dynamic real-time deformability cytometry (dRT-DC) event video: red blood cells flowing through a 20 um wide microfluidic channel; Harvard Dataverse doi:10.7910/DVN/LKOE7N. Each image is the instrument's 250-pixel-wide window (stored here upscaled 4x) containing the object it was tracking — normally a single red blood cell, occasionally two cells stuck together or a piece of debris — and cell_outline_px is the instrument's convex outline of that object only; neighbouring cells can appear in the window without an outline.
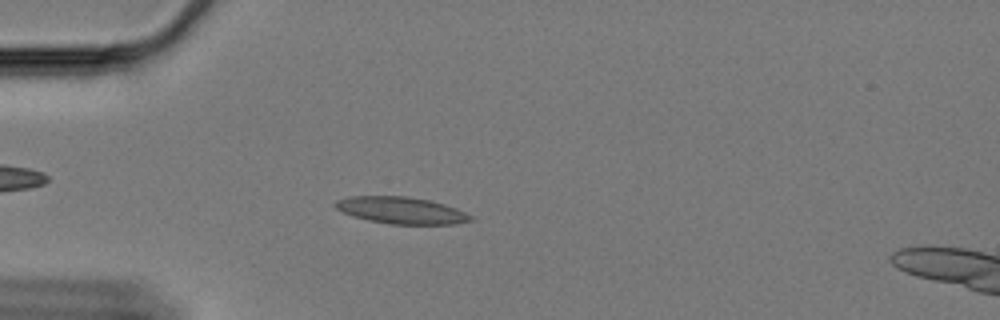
{"species": "Egyptian fruit bat (a non-hibernating species)", "species_latin": "Rousettus aegyptiacus", "temperature_condition": "cold", "stored_images_in_passage": 60, "camera_frame_rate_fps": 3000, "um_per_image_px": 0.085, "animal": {"sex": "female"}, "frame": {"image": 1, "passage_image": 17, "time_ms": 5.333, "image_size_px": [1000, 320], "cell_outline_px": [[472, 220], [452, 224], [388, 224], [368, 220], [352, 216], [336, 208], [332, 204], [336, 200], [348, 196], [404, 196], [428, 200], [444, 204], [456, 208], [472, 216]], "centroid_in_image_um": [34.05, 17.88], "position_along_channel_um": 50.9, "area_um2": 21.04}}
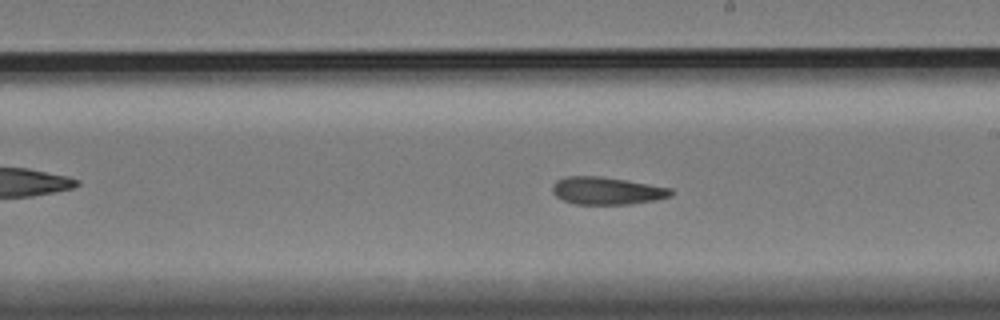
{"frame": {"image": 2, "passage_image": 35, "time_ms": 11.333, "image_size_px": [1000, 320], "cell_outline_px": [[676, 192], [672, 196], [656, 200], [632, 204], [576, 204], [564, 200], [556, 196], [552, 192], [552, 184], [556, 180], [568, 176], [600, 176], [672, 188]], "centroid_in_image_um": [51.61, 16.22], "position_along_channel_um": 237.4, "area_um2": 19.07}}
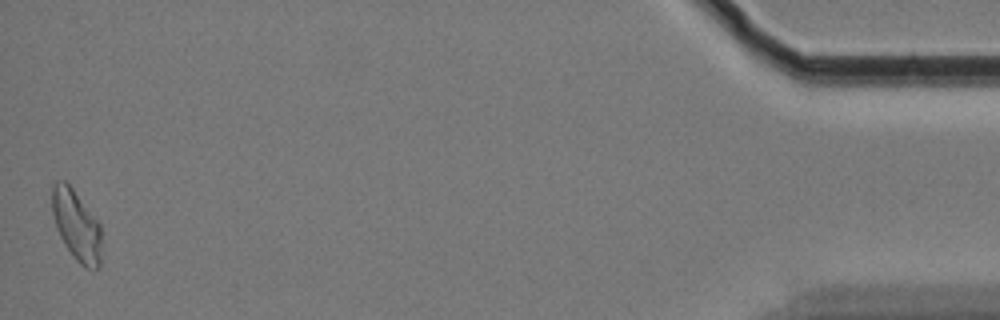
{"frame": {"image": 3, "passage_image": 60, "time_ms": 19.667, "image_size_px": [1000, 320], "cell_outline_px": [[100, 264], [96, 268], [84, 268], [76, 260], [64, 244], [56, 228], [52, 216], [52, 184], [56, 180], [64, 180], [72, 188], [100, 224]], "centroid_in_image_um": [6.46, 19.14], "position_along_channel_um": 428.7, "area_um2": 20.11}, "authors_computed_cell_mechanics": {"area_um2": 19.5364, "velocity_mm_per_s": 3.3151, "shape_relaxation_time_tau1_ms": null, "shape_relaxation_time_tau2_ms": 3.239, "deformation_change_tau1": null, "deformation_change_tau2": 0.1001}}